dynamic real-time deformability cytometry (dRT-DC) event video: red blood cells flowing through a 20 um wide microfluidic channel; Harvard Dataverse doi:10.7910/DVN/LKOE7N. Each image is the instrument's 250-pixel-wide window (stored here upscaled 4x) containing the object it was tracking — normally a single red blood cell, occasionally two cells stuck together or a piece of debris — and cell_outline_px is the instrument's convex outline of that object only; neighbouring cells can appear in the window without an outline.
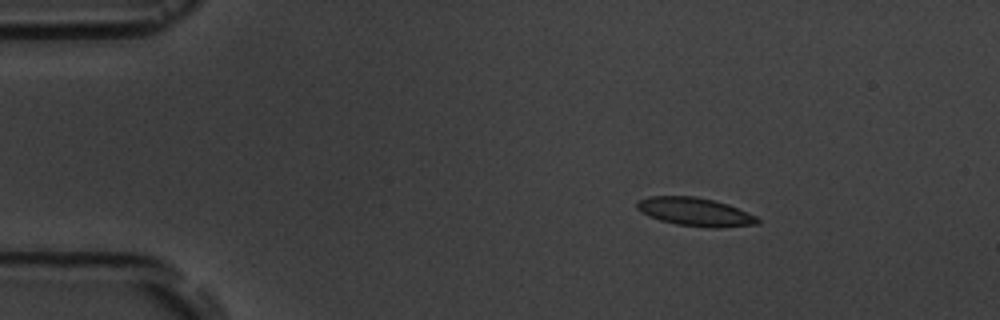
{"species": "common noctule bat (a hibernating species)", "species_latin": "Nyctalus noctula", "temperature_condition": "room temperature", "stored_images_in_passage": 4, "camera_frame_rate_fps": 3000, "um_per_image_px": 0.085, "animal": {"sex": "male", "body_mass_g": 19.5, "forearm_length_mm": 54.6}, "frame": {"image": 1, "passage_image": 1, "time_ms": 0.0, "image_size_px": [1000, 320], "cell_outline_px": [[760, 224], [720, 228], [708, 228], [676, 224], [660, 220], [648, 216], [640, 212], [636, 208], [636, 204], [640, 200], [648, 196], [696, 196], [728, 204], [756, 216], [760, 220]], "centroid_in_image_um": [59.09, 18.02], "position_along_channel_um": 25.9, "area_um2": 20.06}}